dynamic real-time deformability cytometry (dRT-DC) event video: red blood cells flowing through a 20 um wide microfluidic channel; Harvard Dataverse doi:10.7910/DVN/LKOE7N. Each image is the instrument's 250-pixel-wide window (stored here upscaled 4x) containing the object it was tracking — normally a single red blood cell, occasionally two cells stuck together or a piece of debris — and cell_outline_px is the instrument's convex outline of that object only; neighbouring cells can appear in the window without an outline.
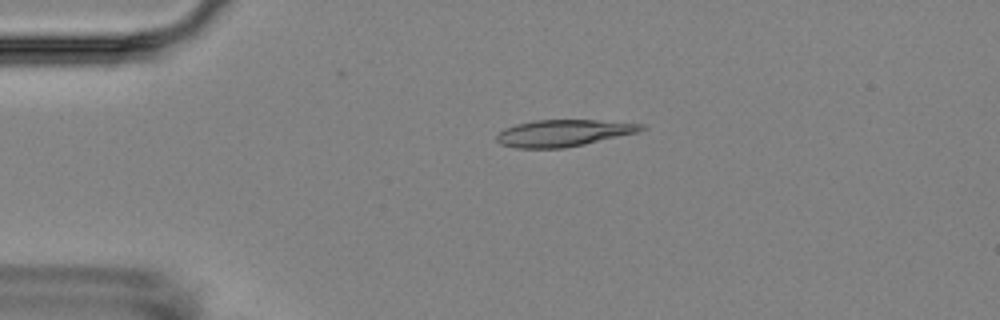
{"species": "Egyptian fruit bat (a non-hibernating species)", "species_latin": "Rousettus aegyptiacus", "temperature_condition": "room temperature", "stored_images_in_passage": 6, "camera_frame_rate_fps": 3000, "um_per_image_px": 0.085, "animal": {"sex": "female"}, "frame": {"image": 1, "passage_image": 4, "time_ms": 3.333, "image_size_px": [1000, 320], "cell_outline_px": [[648, 128], [636, 132], [584, 144], [564, 148], [516, 148], [500, 144], [496, 140], [496, 136], [504, 128], [516, 124], [536, 120], [596, 120], [644, 124]], "centroid_in_image_um": [47.86, 11.3], "position_along_channel_um": 37.1, "area_um2": 22.37}}